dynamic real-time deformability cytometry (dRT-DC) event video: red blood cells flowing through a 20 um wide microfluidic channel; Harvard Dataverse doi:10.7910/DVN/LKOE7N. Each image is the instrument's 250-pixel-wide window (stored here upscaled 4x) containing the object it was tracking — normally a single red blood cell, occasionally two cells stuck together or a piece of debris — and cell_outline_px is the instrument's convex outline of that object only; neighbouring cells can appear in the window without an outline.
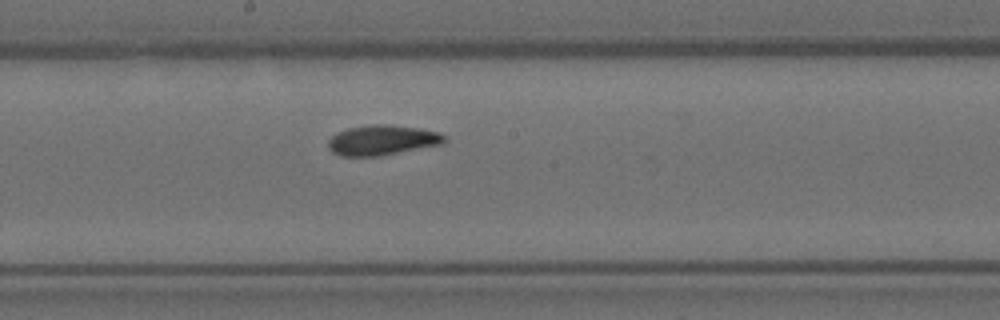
{"species": "Egyptian fruit bat (a non-hibernating species)", "species_latin": "Rousettus aegyptiacus", "temperature_condition": "room temperature", "stored_images_in_passage": 7, "camera_frame_rate_fps": 3000, "um_per_image_px": 0.085, "animal": {"sex": "female"}, "frame": {"image": 1, "passage_image": 7, "time_ms": 2.0, "image_size_px": [1000, 320], "cell_outline_px": [[448, 140], [444, 144], [380, 156], [340, 156], [332, 152], [328, 148], [328, 140], [336, 132], [348, 128], [372, 124], [388, 124], [420, 128], [440, 132]], "centroid_in_image_um": [32.51, 11.91], "position_along_channel_um": 215.7, "area_um2": 20.69}}